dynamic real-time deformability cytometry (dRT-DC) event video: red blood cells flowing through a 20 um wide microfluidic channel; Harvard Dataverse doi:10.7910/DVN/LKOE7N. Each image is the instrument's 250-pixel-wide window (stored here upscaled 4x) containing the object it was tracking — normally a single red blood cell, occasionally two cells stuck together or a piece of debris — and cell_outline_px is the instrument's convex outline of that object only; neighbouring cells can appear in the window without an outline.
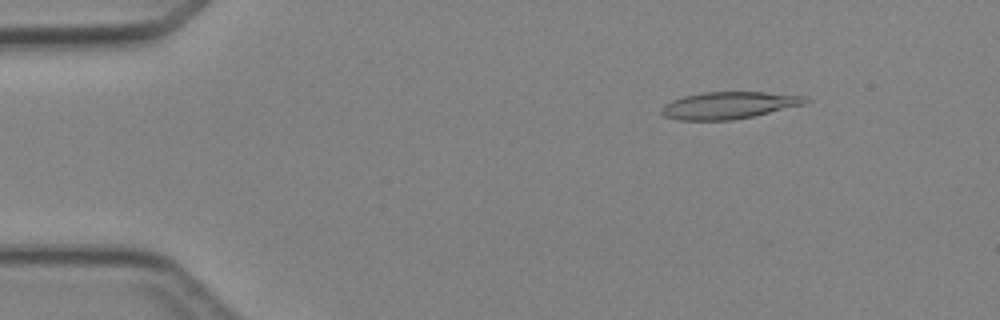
{"species": "Egyptian fruit bat (a non-hibernating species)", "species_latin": "Rousettus aegyptiacus", "temperature_condition": "cold", "stored_images_in_passage": 3, "camera_frame_rate_fps": 3000, "um_per_image_px": 0.085, "animal": {"sex": "female"}, "frame": {"image": 1, "passage_image": 1, "time_ms": 0.0, "image_size_px": [1000, 320], "cell_outline_px": [[812, 100], [804, 104], [756, 116], [732, 120], [676, 120], [664, 116], [660, 112], [660, 108], [664, 104], [672, 100], [684, 96], [700, 92], [764, 92], [804, 96]], "centroid_in_image_um": [61.93, 8.95], "position_along_channel_um": 23.1, "area_um2": 22.89}}
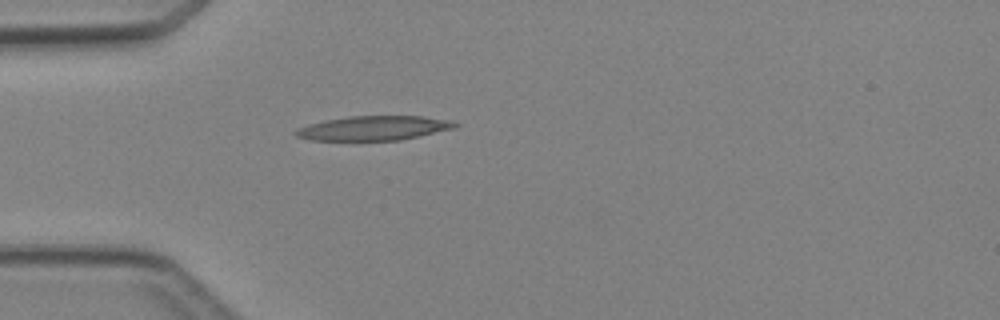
{"frame": {"image": 2, "passage_image": 3, "time_ms": 2.333, "image_size_px": [1000, 320], "cell_outline_px": [[460, 124], [456, 128], [400, 140], [312, 140], [296, 136], [292, 132], [296, 128], [308, 124], [324, 120], [348, 116], [424, 116], [452, 120]], "centroid_in_image_um": [31.77, 10.88], "position_along_channel_um": 53.2, "area_um2": 22.83}}